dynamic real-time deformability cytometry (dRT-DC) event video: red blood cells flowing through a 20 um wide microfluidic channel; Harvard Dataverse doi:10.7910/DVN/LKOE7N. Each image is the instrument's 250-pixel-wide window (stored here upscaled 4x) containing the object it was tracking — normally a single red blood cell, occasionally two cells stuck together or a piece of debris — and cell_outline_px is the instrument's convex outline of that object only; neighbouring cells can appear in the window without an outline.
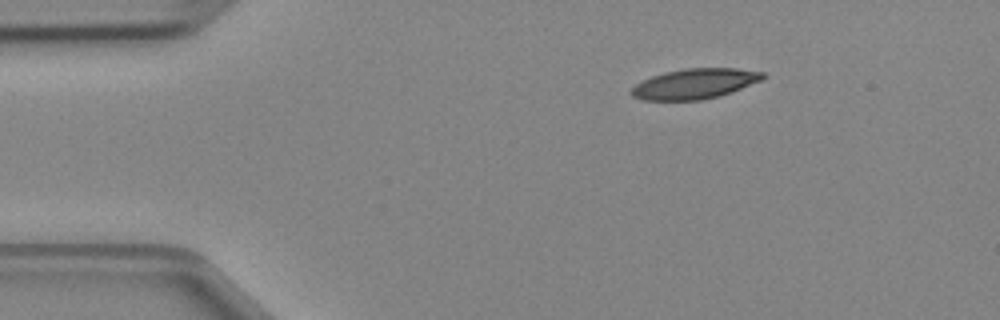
{"species": "Egyptian fruit bat (a non-hibernating species)", "species_latin": "Rousettus aegyptiacus", "temperature_condition": "cold", "stored_images_in_passage": 41, "camera_frame_rate_fps": 3000, "um_per_image_px": 0.085, "animal": {"sex": "female"}, "frame": {"image": 1, "passage_image": 1, "time_ms": 0.0, "image_size_px": [1000, 320], "cell_outline_px": [[764, 76], [760, 80], [732, 92], [720, 96], [700, 100], [644, 100], [632, 96], [628, 92], [636, 84], [652, 76], [664, 72], [684, 68], [736, 68], [764, 72]], "centroid_in_image_um": [59.02, 7.12], "position_along_channel_um": 26.0, "area_um2": 23.06}}
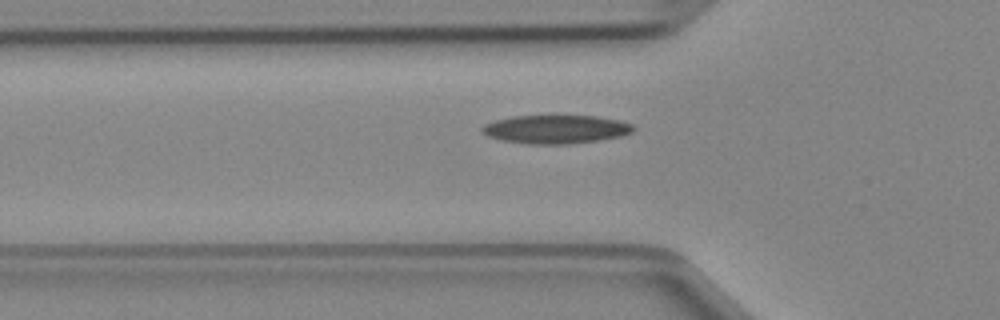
{"frame": {"image": 2, "passage_image": 9, "time_ms": 2.667, "image_size_px": [1000, 320], "cell_outline_px": [[636, 128], [632, 132], [620, 136], [600, 140], [568, 144], [528, 144], [500, 140], [488, 136], [480, 132], [480, 128], [484, 124], [496, 120], [512, 116], [596, 116], [616, 120], [632, 124]], "centroid_in_image_um": [47.2, 10.99], "position_along_channel_um": 78.6, "area_um2": 25.14}}
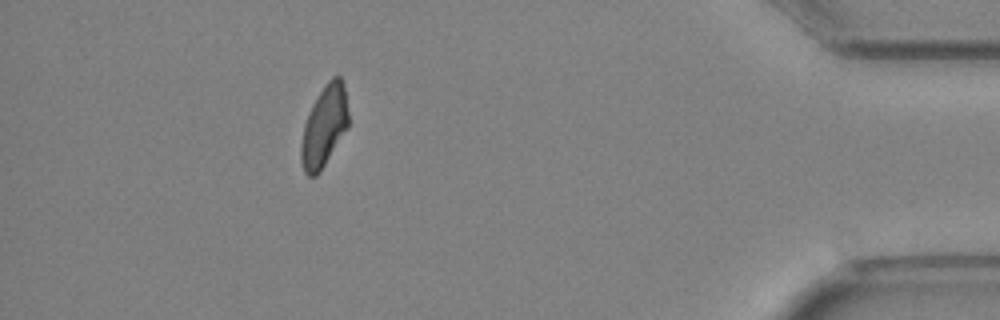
{"frame": {"image": 3, "passage_image": 36, "time_ms": 11.667, "image_size_px": [1000, 320], "cell_outline_px": [[348, 128], [320, 172], [316, 176], [308, 176], [304, 172], [300, 160], [300, 144], [304, 124], [312, 104], [316, 96], [328, 80], [332, 76], [340, 76], [344, 88], [348, 112]], "centroid_in_image_um": [27.54, 10.76], "position_along_channel_um": 407.7, "area_um2": 22.48}}